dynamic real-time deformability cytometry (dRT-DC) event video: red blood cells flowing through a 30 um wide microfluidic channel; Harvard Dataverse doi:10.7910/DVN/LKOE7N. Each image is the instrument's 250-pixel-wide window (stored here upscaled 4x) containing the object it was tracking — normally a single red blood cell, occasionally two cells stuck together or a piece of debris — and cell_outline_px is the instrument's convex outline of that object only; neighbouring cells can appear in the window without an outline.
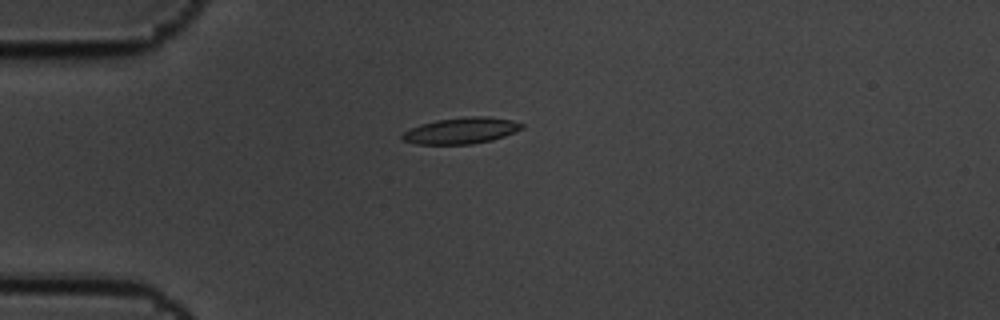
{"species": "common noctule bat (a hibernating species)", "species_latin": "Nyctalus noctula", "temperature_condition": "cold", "stored_images_in_passage": 12, "camera_frame_rate_fps": 3000, "um_per_image_px": 0.085, "animal": {"sex": "male", "body_mass_g": 19.5, "forearm_length_mm": 54.6}, "frame": {"image": 1, "passage_image": 1, "time_ms": 0.0, "image_size_px": [1000, 320], "cell_outline_px": [[524, 128], [516, 132], [492, 140], [472, 144], [416, 144], [400, 140], [400, 136], [404, 132], [420, 124], [436, 120], [464, 116], [488, 116], [512, 120], [524, 124]], "centroid_in_image_um": [39.21, 11.1], "position_along_channel_um": 45.8, "area_um2": 18.5}}
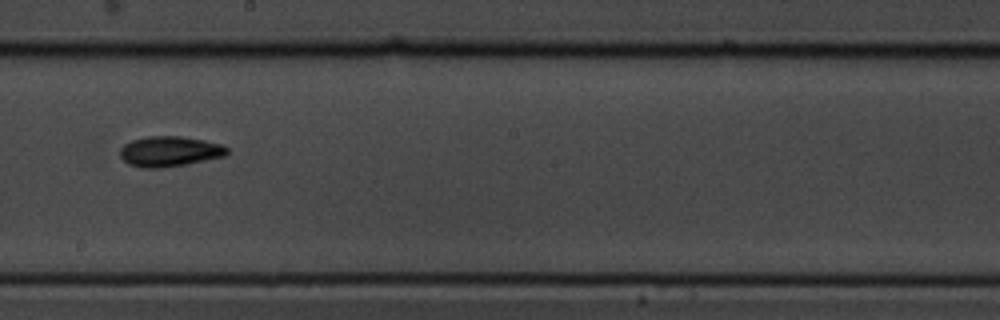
{"frame": {"image": 2, "passage_image": 6, "time_ms": 1.667, "image_size_px": [1000, 320], "cell_outline_px": [[228, 152], [224, 156], [184, 164], [160, 168], [140, 168], [128, 164], [120, 156], [120, 148], [124, 144], [132, 140], [148, 136], [180, 136], [204, 140], [220, 144], [228, 148]], "centroid_in_image_um": [14.37, 12.86], "position_along_channel_um": 233.8, "area_um2": 18.79}}
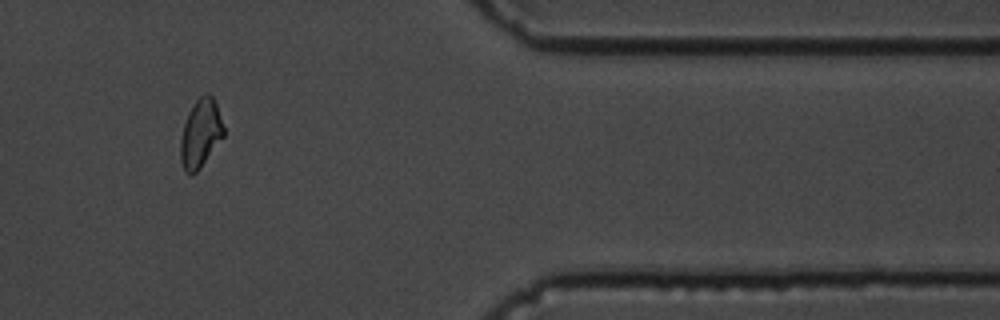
{"frame": {"image": 3, "passage_image": 10, "time_ms": 3.0, "image_size_px": [1000, 320], "cell_outline_px": [[224, 136], [200, 168], [196, 172], [184, 172], [180, 160], [180, 140], [184, 124], [188, 112], [196, 100], [204, 92], [208, 92], [212, 96], [216, 104], [224, 128]], "centroid_in_image_um": [17.04, 11.32], "position_along_channel_um": 394.4, "area_um2": 17.11}}